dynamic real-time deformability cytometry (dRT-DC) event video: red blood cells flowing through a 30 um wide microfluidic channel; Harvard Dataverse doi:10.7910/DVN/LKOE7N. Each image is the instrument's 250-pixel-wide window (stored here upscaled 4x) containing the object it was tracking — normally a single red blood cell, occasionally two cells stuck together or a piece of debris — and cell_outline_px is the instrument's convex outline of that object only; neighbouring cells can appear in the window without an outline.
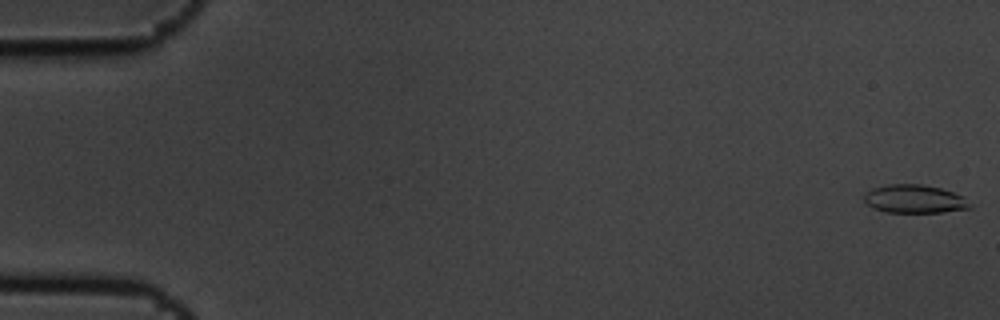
{"species": "common noctule bat (a hibernating species)", "species_latin": "Nyctalus noctula", "temperature_condition": "cold", "stored_images_in_passage": 7, "camera_frame_rate_fps": 3000, "um_per_image_px": 0.085, "animal": {"sex": "male", "body_mass_g": 19.5, "forearm_length_mm": 54.6}, "frame": {"image": 1, "passage_image": 1, "time_ms": 0.0, "image_size_px": [1000, 320], "cell_outline_px": [[972, 208], [940, 212], [884, 212], [872, 208], [864, 200], [864, 192], [872, 188], [888, 184], [920, 184], [940, 188], [964, 196], [972, 204]], "centroid_in_image_um": [77.72, 16.91], "position_along_channel_um": 7.3, "area_um2": 17.57}}
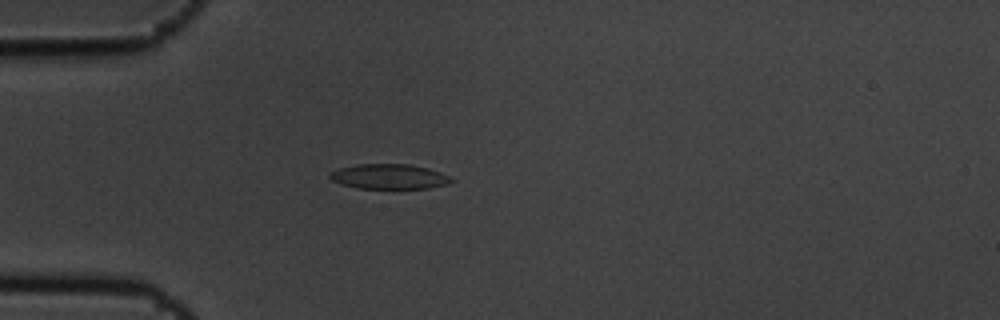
{"frame": {"image": 2, "passage_image": 5, "time_ms": 1.333, "image_size_px": [1000, 320], "cell_outline_px": [[452, 180], [448, 184], [428, 188], [356, 188], [340, 184], [332, 180], [328, 176], [328, 172], [340, 168], [356, 164], [408, 164], [428, 168], [452, 176]], "centroid_in_image_um": [33.05, 15.0], "position_along_channel_um": 51.9, "area_um2": 17.74}}
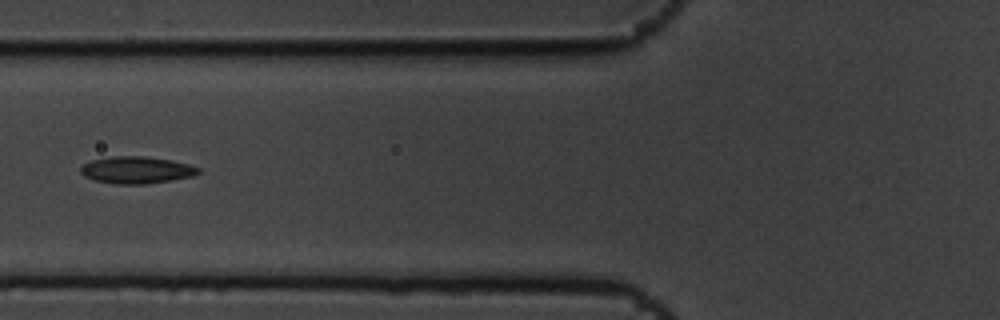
{"frame": {"image": 3, "passage_image": 7, "time_ms": 2.0, "image_size_px": [1000, 320], "cell_outline_px": [[200, 172], [192, 176], [172, 180], [144, 184], [116, 184], [92, 180], [84, 176], [80, 172], [80, 168], [84, 164], [92, 160], [112, 156], [144, 156], [172, 160], [188, 164], [200, 168]], "centroid_in_image_um": [11.59, 14.45], "position_along_channel_um": 114.2, "area_um2": 18.55}}